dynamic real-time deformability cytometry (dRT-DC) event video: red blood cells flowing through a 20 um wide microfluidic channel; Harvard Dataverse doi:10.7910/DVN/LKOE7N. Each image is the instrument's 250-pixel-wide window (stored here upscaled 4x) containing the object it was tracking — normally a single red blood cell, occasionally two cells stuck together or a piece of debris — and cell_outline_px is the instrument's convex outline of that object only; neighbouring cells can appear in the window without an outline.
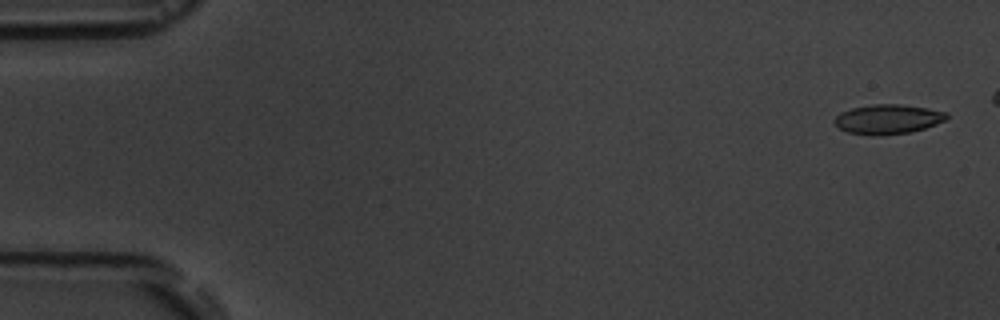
{"species": "common noctule bat (a hibernating species)", "species_latin": "Nyctalus noctula", "temperature_condition": "room temperature", "stored_images_in_passage": 6, "camera_frame_rate_fps": 3000, "um_per_image_px": 0.085, "animal": {"sex": "male", "body_mass_g": 19.5, "forearm_length_mm": 54.6}, "frame": {"image": 1, "passage_image": 1, "time_ms": 0.0, "image_size_px": [1000, 320], "cell_outline_px": [[948, 116], [944, 120], [936, 124], [912, 132], [880, 136], [872, 136], [848, 132], [840, 128], [832, 120], [840, 112], [852, 108], [872, 104], [900, 104], [928, 108], [948, 112]], "centroid_in_image_um": [75.46, 10.13], "position_along_channel_um": 9.5, "area_um2": 19.48}}
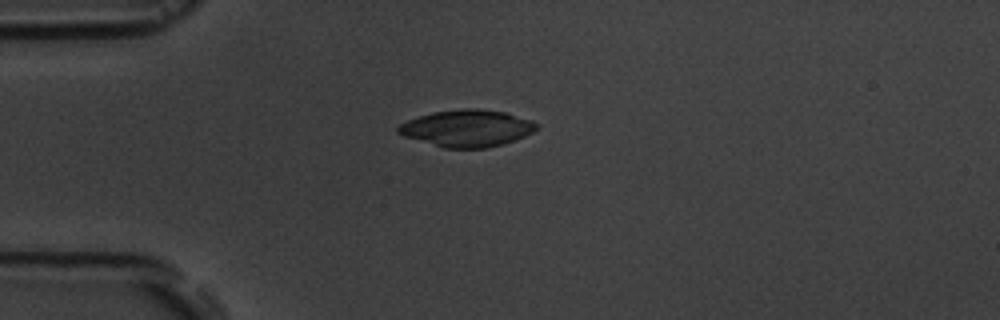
{"frame": {"image": 2, "passage_image": 6, "time_ms": 6.667, "image_size_px": [1000, 320], "cell_outline_px": [[540, 128], [516, 140], [504, 144], [488, 148], [444, 148], [404, 136], [396, 132], [396, 128], [400, 124], [408, 120], [432, 112], [460, 108], [476, 108], [504, 112], [532, 120], [540, 124]], "centroid_in_image_um": [39.73, 10.9], "position_along_channel_um": 45.3, "area_um2": 29.94}}